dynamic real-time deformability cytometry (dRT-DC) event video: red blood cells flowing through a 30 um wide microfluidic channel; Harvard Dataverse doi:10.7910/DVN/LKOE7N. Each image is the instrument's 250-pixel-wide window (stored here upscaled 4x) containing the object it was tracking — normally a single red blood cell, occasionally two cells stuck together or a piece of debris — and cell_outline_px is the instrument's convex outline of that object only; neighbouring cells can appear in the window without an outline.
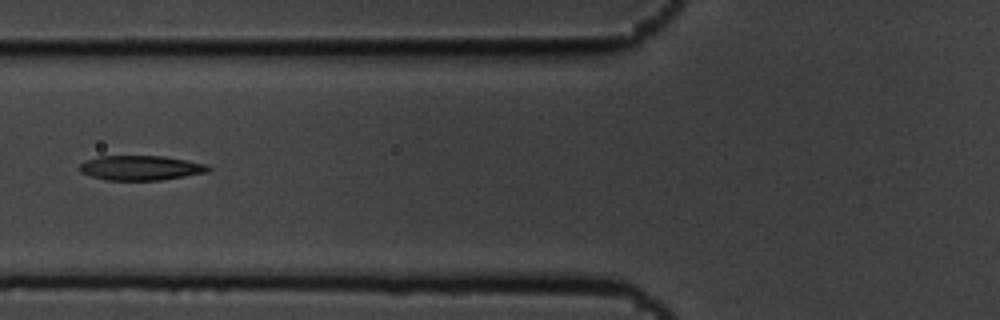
{"species": "common noctule bat (a hibernating species)", "species_latin": "Nyctalus noctula", "temperature_condition": "cold", "stored_images_in_passage": 9, "camera_frame_rate_fps": 3000, "um_per_image_px": 0.085, "animal": {"sex": "male", "body_mass_g": 19.5, "forearm_length_mm": 54.6}, "frame": {"image": 1, "passage_image": 6, "time_ms": 1.667, "image_size_px": [1000, 320], "cell_outline_px": [[212, 168], [208, 172], [160, 180], [104, 180], [80, 172], [80, 164], [84, 160], [100, 156], [164, 156], [208, 164]], "centroid_in_image_um": [11.97, 14.26], "position_along_channel_um": 113.8, "area_um2": 18.55}}
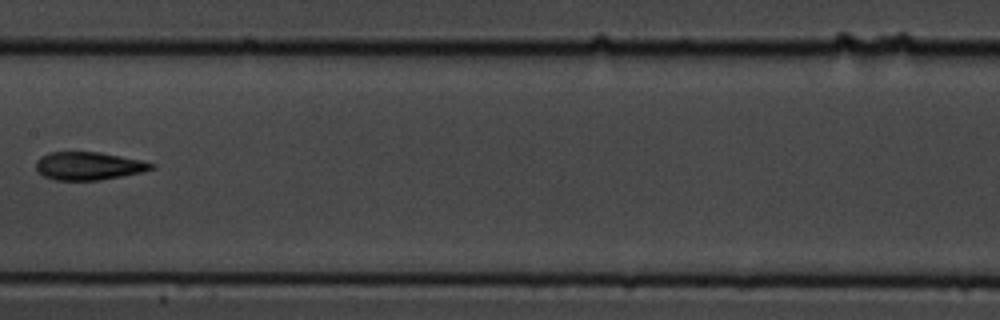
{"frame": {"image": 2, "passage_image": 8, "time_ms": 2.333, "image_size_px": [1000, 320], "cell_outline_px": [[156, 168], [140, 172], [100, 180], [56, 180], [44, 176], [36, 168], [36, 160], [40, 156], [48, 152], [100, 152], [140, 160], [156, 164]], "centroid_in_image_um": [7.52, 14.09], "position_along_channel_um": 199.9, "area_um2": 18.73}}
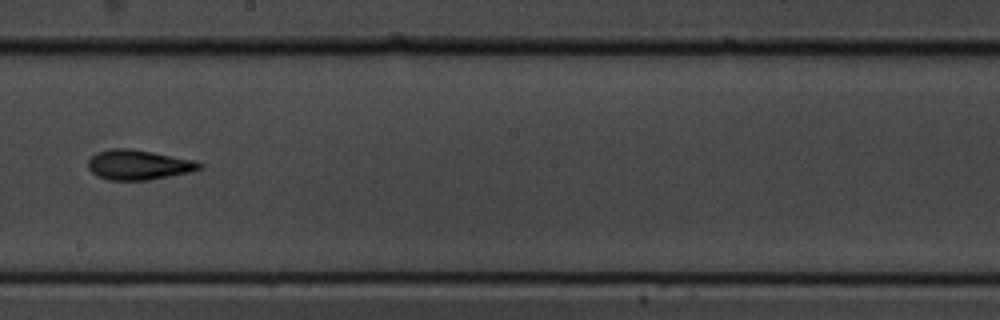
{"frame": {"image": 3, "passage_image": 9, "time_ms": 2.667, "image_size_px": [1000, 320], "cell_outline_px": [[204, 168], [192, 172], [148, 180], [108, 180], [96, 176], [88, 168], [88, 160], [96, 152], [112, 148], [132, 148], [196, 160], [204, 164]], "centroid_in_image_um": [11.81, 14.0], "position_along_channel_um": 236.4, "area_um2": 19.77}}